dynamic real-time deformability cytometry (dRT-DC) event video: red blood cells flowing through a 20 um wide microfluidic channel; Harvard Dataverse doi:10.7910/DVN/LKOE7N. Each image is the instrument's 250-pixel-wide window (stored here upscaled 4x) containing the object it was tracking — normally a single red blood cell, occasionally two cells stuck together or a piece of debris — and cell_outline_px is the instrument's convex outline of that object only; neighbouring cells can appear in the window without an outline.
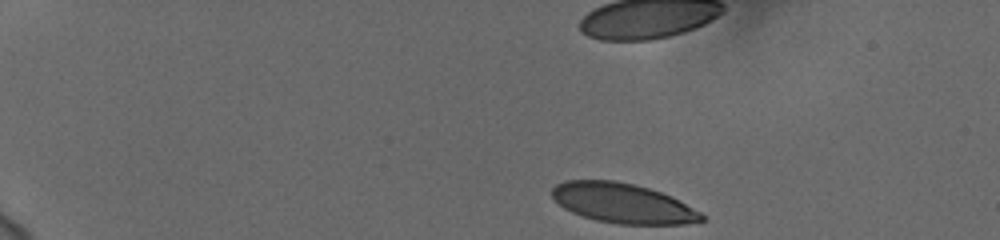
{"species": "human", "species_latin": "Homo sapiens", "temperature_condition": "cold", "stored_images_in_passage": 42, "camera_frame_rate_fps": 3000, "um_per_image_px": 0.085, "donor": {"sex": "female"}, "frame": {"image": 1, "passage_image": 1, "time_ms": 0.0, "image_size_px": [1000, 240], "cell_outline_px": [[704, 220], [684, 224], [616, 224], [596, 220], [572, 212], [564, 208], [552, 196], [552, 188], [556, 184], [564, 180], [616, 180], [648, 188], [672, 196], [680, 200], [700, 212], [704, 216]], "centroid_in_image_um": [52.93, 17.27], "position_along_channel_um": 32.1, "area_um2": 34.56}}